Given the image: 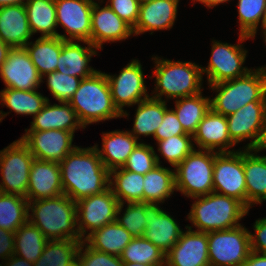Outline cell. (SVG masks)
<instances>
[{
    "label": "cell",
    "instance_id": "cell-1",
    "mask_svg": "<svg viewBox=\"0 0 266 266\" xmlns=\"http://www.w3.org/2000/svg\"><path fill=\"white\" fill-rule=\"evenodd\" d=\"M59 164L64 194L75 202L109 188L110 171L95 146H77Z\"/></svg>",
    "mask_w": 266,
    "mask_h": 266
},
{
    "label": "cell",
    "instance_id": "cell-2",
    "mask_svg": "<svg viewBox=\"0 0 266 266\" xmlns=\"http://www.w3.org/2000/svg\"><path fill=\"white\" fill-rule=\"evenodd\" d=\"M28 221L48 240H82L77 226L76 202L65 194L28 202ZM31 217V218H30Z\"/></svg>",
    "mask_w": 266,
    "mask_h": 266
},
{
    "label": "cell",
    "instance_id": "cell-3",
    "mask_svg": "<svg viewBox=\"0 0 266 266\" xmlns=\"http://www.w3.org/2000/svg\"><path fill=\"white\" fill-rule=\"evenodd\" d=\"M68 103L75 110L83 129L88 124L122 117L114 105L106 73L100 71L82 79Z\"/></svg>",
    "mask_w": 266,
    "mask_h": 266
},
{
    "label": "cell",
    "instance_id": "cell-4",
    "mask_svg": "<svg viewBox=\"0 0 266 266\" xmlns=\"http://www.w3.org/2000/svg\"><path fill=\"white\" fill-rule=\"evenodd\" d=\"M198 199L192 204L188 219L198 232L227 230L241 225L239 221L249 209L239 200L215 192Z\"/></svg>",
    "mask_w": 266,
    "mask_h": 266
},
{
    "label": "cell",
    "instance_id": "cell-5",
    "mask_svg": "<svg viewBox=\"0 0 266 266\" xmlns=\"http://www.w3.org/2000/svg\"><path fill=\"white\" fill-rule=\"evenodd\" d=\"M209 86L218 92L210 99L211 109L225 117L252 101H266V77L260 67L242 77Z\"/></svg>",
    "mask_w": 266,
    "mask_h": 266
},
{
    "label": "cell",
    "instance_id": "cell-6",
    "mask_svg": "<svg viewBox=\"0 0 266 266\" xmlns=\"http://www.w3.org/2000/svg\"><path fill=\"white\" fill-rule=\"evenodd\" d=\"M159 58H152L156 63L153 72L156 76V94L151 98L162 100V96L166 95L167 99H180L201 92L203 77L201 66L190 61L174 62Z\"/></svg>",
    "mask_w": 266,
    "mask_h": 266
},
{
    "label": "cell",
    "instance_id": "cell-7",
    "mask_svg": "<svg viewBox=\"0 0 266 266\" xmlns=\"http://www.w3.org/2000/svg\"><path fill=\"white\" fill-rule=\"evenodd\" d=\"M193 150L175 170V190L187 197L213 192L214 151Z\"/></svg>",
    "mask_w": 266,
    "mask_h": 266
},
{
    "label": "cell",
    "instance_id": "cell-8",
    "mask_svg": "<svg viewBox=\"0 0 266 266\" xmlns=\"http://www.w3.org/2000/svg\"><path fill=\"white\" fill-rule=\"evenodd\" d=\"M33 160V155L21 139L15 140L1 150L2 183H0V192L27 198L29 174Z\"/></svg>",
    "mask_w": 266,
    "mask_h": 266
},
{
    "label": "cell",
    "instance_id": "cell-9",
    "mask_svg": "<svg viewBox=\"0 0 266 266\" xmlns=\"http://www.w3.org/2000/svg\"><path fill=\"white\" fill-rule=\"evenodd\" d=\"M250 231L237 227L207 233L210 266H242L251 252Z\"/></svg>",
    "mask_w": 266,
    "mask_h": 266
},
{
    "label": "cell",
    "instance_id": "cell-10",
    "mask_svg": "<svg viewBox=\"0 0 266 266\" xmlns=\"http://www.w3.org/2000/svg\"><path fill=\"white\" fill-rule=\"evenodd\" d=\"M213 192L233 197L247 207L244 150L214 152Z\"/></svg>",
    "mask_w": 266,
    "mask_h": 266
},
{
    "label": "cell",
    "instance_id": "cell-11",
    "mask_svg": "<svg viewBox=\"0 0 266 266\" xmlns=\"http://www.w3.org/2000/svg\"><path fill=\"white\" fill-rule=\"evenodd\" d=\"M118 206L119 201L110 187L102 193L77 201V229L81 239L83 240V237L85 239L84 235H86L88 229L90 232L87 236L104 225L115 222Z\"/></svg>",
    "mask_w": 266,
    "mask_h": 266
},
{
    "label": "cell",
    "instance_id": "cell-12",
    "mask_svg": "<svg viewBox=\"0 0 266 266\" xmlns=\"http://www.w3.org/2000/svg\"><path fill=\"white\" fill-rule=\"evenodd\" d=\"M212 43L208 66L201 67L202 73L207 74L209 85L242 77L252 70L242 67L247 53L242 45L221 43L216 40Z\"/></svg>",
    "mask_w": 266,
    "mask_h": 266
},
{
    "label": "cell",
    "instance_id": "cell-13",
    "mask_svg": "<svg viewBox=\"0 0 266 266\" xmlns=\"http://www.w3.org/2000/svg\"><path fill=\"white\" fill-rule=\"evenodd\" d=\"M114 105L122 113V117L128 116L123 110L126 105L132 106L140 101L150 98L144 83L142 65L138 60H132L119 73L118 76L107 74ZM143 96V97H142Z\"/></svg>",
    "mask_w": 266,
    "mask_h": 266
},
{
    "label": "cell",
    "instance_id": "cell-14",
    "mask_svg": "<svg viewBox=\"0 0 266 266\" xmlns=\"http://www.w3.org/2000/svg\"><path fill=\"white\" fill-rule=\"evenodd\" d=\"M20 137L35 159L60 163L77 146L74 134L65 130L25 131Z\"/></svg>",
    "mask_w": 266,
    "mask_h": 266
},
{
    "label": "cell",
    "instance_id": "cell-15",
    "mask_svg": "<svg viewBox=\"0 0 266 266\" xmlns=\"http://www.w3.org/2000/svg\"><path fill=\"white\" fill-rule=\"evenodd\" d=\"M0 78L5 88L24 91L37 90L43 81L24 47L9 50L5 62L0 66Z\"/></svg>",
    "mask_w": 266,
    "mask_h": 266
},
{
    "label": "cell",
    "instance_id": "cell-16",
    "mask_svg": "<svg viewBox=\"0 0 266 266\" xmlns=\"http://www.w3.org/2000/svg\"><path fill=\"white\" fill-rule=\"evenodd\" d=\"M94 0H55L57 25L69 35L67 41L91 43V11Z\"/></svg>",
    "mask_w": 266,
    "mask_h": 266
},
{
    "label": "cell",
    "instance_id": "cell-17",
    "mask_svg": "<svg viewBox=\"0 0 266 266\" xmlns=\"http://www.w3.org/2000/svg\"><path fill=\"white\" fill-rule=\"evenodd\" d=\"M266 116V101H252L235 113L227 116L231 141L237 144L253 139L245 149L253 150L259 141Z\"/></svg>",
    "mask_w": 266,
    "mask_h": 266
},
{
    "label": "cell",
    "instance_id": "cell-18",
    "mask_svg": "<svg viewBox=\"0 0 266 266\" xmlns=\"http://www.w3.org/2000/svg\"><path fill=\"white\" fill-rule=\"evenodd\" d=\"M177 243L166 253V266H210L207 233L186 226Z\"/></svg>",
    "mask_w": 266,
    "mask_h": 266
},
{
    "label": "cell",
    "instance_id": "cell-19",
    "mask_svg": "<svg viewBox=\"0 0 266 266\" xmlns=\"http://www.w3.org/2000/svg\"><path fill=\"white\" fill-rule=\"evenodd\" d=\"M134 34L132 27L122 20L107 4L100 8L94 1L91 11V44L102 49L104 42L127 39Z\"/></svg>",
    "mask_w": 266,
    "mask_h": 266
},
{
    "label": "cell",
    "instance_id": "cell-20",
    "mask_svg": "<svg viewBox=\"0 0 266 266\" xmlns=\"http://www.w3.org/2000/svg\"><path fill=\"white\" fill-rule=\"evenodd\" d=\"M158 205L149 203L145 208L147 225L143 236L166 254L180 239L183 231L175 219Z\"/></svg>",
    "mask_w": 266,
    "mask_h": 266
},
{
    "label": "cell",
    "instance_id": "cell-21",
    "mask_svg": "<svg viewBox=\"0 0 266 266\" xmlns=\"http://www.w3.org/2000/svg\"><path fill=\"white\" fill-rule=\"evenodd\" d=\"M64 194L61 183L60 164L35 159L32 162L27 200L54 198Z\"/></svg>",
    "mask_w": 266,
    "mask_h": 266
},
{
    "label": "cell",
    "instance_id": "cell-22",
    "mask_svg": "<svg viewBox=\"0 0 266 266\" xmlns=\"http://www.w3.org/2000/svg\"><path fill=\"white\" fill-rule=\"evenodd\" d=\"M193 140L199 149L219 153L231 152V150H228L229 147L235 145L229 135L227 118L212 109L206 113L198 124L197 130L193 134ZM215 148L218 151H215Z\"/></svg>",
    "mask_w": 266,
    "mask_h": 266
},
{
    "label": "cell",
    "instance_id": "cell-23",
    "mask_svg": "<svg viewBox=\"0 0 266 266\" xmlns=\"http://www.w3.org/2000/svg\"><path fill=\"white\" fill-rule=\"evenodd\" d=\"M179 0H151L140 4L139 15L132 28L135 35L147 31L170 29L177 16Z\"/></svg>",
    "mask_w": 266,
    "mask_h": 266
},
{
    "label": "cell",
    "instance_id": "cell-24",
    "mask_svg": "<svg viewBox=\"0 0 266 266\" xmlns=\"http://www.w3.org/2000/svg\"><path fill=\"white\" fill-rule=\"evenodd\" d=\"M84 43L88 47L62 39V51L58 58L56 71L82 79L96 74L98 71L89 67L88 63L91 57L97 54L96 50L99 48L94 47L88 41H84Z\"/></svg>",
    "mask_w": 266,
    "mask_h": 266
},
{
    "label": "cell",
    "instance_id": "cell-25",
    "mask_svg": "<svg viewBox=\"0 0 266 266\" xmlns=\"http://www.w3.org/2000/svg\"><path fill=\"white\" fill-rule=\"evenodd\" d=\"M60 105H50L49 100L43 109L33 117L31 128L25 131L65 130L74 134L76 129L83 127L75 110L68 102H59Z\"/></svg>",
    "mask_w": 266,
    "mask_h": 266
},
{
    "label": "cell",
    "instance_id": "cell-26",
    "mask_svg": "<svg viewBox=\"0 0 266 266\" xmlns=\"http://www.w3.org/2000/svg\"><path fill=\"white\" fill-rule=\"evenodd\" d=\"M25 5L0 8V38L11 48L25 47L32 36Z\"/></svg>",
    "mask_w": 266,
    "mask_h": 266
},
{
    "label": "cell",
    "instance_id": "cell-27",
    "mask_svg": "<svg viewBox=\"0 0 266 266\" xmlns=\"http://www.w3.org/2000/svg\"><path fill=\"white\" fill-rule=\"evenodd\" d=\"M102 140V150H99L98 145L95 147L101 161L109 171L122 168L131 152L139 144L129 131L116 130L103 133Z\"/></svg>",
    "mask_w": 266,
    "mask_h": 266
},
{
    "label": "cell",
    "instance_id": "cell-28",
    "mask_svg": "<svg viewBox=\"0 0 266 266\" xmlns=\"http://www.w3.org/2000/svg\"><path fill=\"white\" fill-rule=\"evenodd\" d=\"M244 150V173L246 180L247 208L266 200V156Z\"/></svg>",
    "mask_w": 266,
    "mask_h": 266
},
{
    "label": "cell",
    "instance_id": "cell-29",
    "mask_svg": "<svg viewBox=\"0 0 266 266\" xmlns=\"http://www.w3.org/2000/svg\"><path fill=\"white\" fill-rule=\"evenodd\" d=\"M133 238L124 227L115 221L93 231L83 241L94 250L120 256Z\"/></svg>",
    "mask_w": 266,
    "mask_h": 266
},
{
    "label": "cell",
    "instance_id": "cell-30",
    "mask_svg": "<svg viewBox=\"0 0 266 266\" xmlns=\"http://www.w3.org/2000/svg\"><path fill=\"white\" fill-rule=\"evenodd\" d=\"M25 9L32 34L39 32L40 37H60L67 41V36L55 30L58 26L55 0H28Z\"/></svg>",
    "mask_w": 266,
    "mask_h": 266
},
{
    "label": "cell",
    "instance_id": "cell-31",
    "mask_svg": "<svg viewBox=\"0 0 266 266\" xmlns=\"http://www.w3.org/2000/svg\"><path fill=\"white\" fill-rule=\"evenodd\" d=\"M24 48L42 79L44 75L56 71L62 51V38L39 37L34 43L28 42Z\"/></svg>",
    "mask_w": 266,
    "mask_h": 266
},
{
    "label": "cell",
    "instance_id": "cell-32",
    "mask_svg": "<svg viewBox=\"0 0 266 266\" xmlns=\"http://www.w3.org/2000/svg\"><path fill=\"white\" fill-rule=\"evenodd\" d=\"M167 110L165 100L148 98L140 101L135 113L134 126L132 132L129 131L136 139L139 135L154 137L156 129L163 121L165 111Z\"/></svg>",
    "mask_w": 266,
    "mask_h": 266
},
{
    "label": "cell",
    "instance_id": "cell-33",
    "mask_svg": "<svg viewBox=\"0 0 266 266\" xmlns=\"http://www.w3.org/2000/svg\"><path fill=\"white\" fill-rule=\"evenodd\" d=\"M175 190V172L157 165L144 175L143 201L159 204L170 198Z\"/></svg>",
    "mask_w": 266,
    "mask_h": 266
},
{
    "label": "cell",
    "instance_id": "cell-34",
    "mask_svg": "<svg viewBox=\"0 0 266 266\" xmlns=\"http://www.w3.org/2000/svg\"><path fill=\"white\" fill-rule=\"evenodd\" d=\"M174 112L187 134L193 135L206 113L211 109L210 98L202 93L183 97L175 101Z\"/></svg>",
    "mask_w": 266,
    "mask_h": 266
},
{
    "label": "cell",
    "instance_id": "cell-35",
    "mask_svg": "<svg viewBox=\"0 0 266 266\" xmlns=\"http://www.w3.org/2000/svg\"><path fill=\"white\" fill-rule=\"evenodd\" d=\"M143 181V174L117 168L110 171L109 187L119 203L143 201Z\"/></svg>",
    "mask_w": 266,
    "mask_h": 266
},
{
    "label": "cell",
    "instance_id": "cell-36",
    "mask_svg": "<svg viewBox=\"0 0 266 266\" xmlns=\"http://www.w3.org/2000/svg\"><path fill=\"white\" fill-rule=\"evenodd\" d=\"M83 240H48L33 266H74Z\"/></svg>",
    "mask_w": 266,
    "mask_h": 266
},
{
    "label": "cell",
    "instance_id": "cell-37",
    "mask_svg": "<svg viewBox=\"0 0 266 266\" xmlns=\"http://www.w3.org/2000/svg\"><path fill=\"white\" fill-rule=\"evenodd\" d=\"M14 254L29 262L35 263L41 256L48 239L40 229L29 221L15 232Z\"/></svg>",
    "mask_w": 266,
    "mask_h": 266
},
{
    "label": "cell",
    "instance_id": "cell-38",
    "mask_svg": "<svg viewBox=\"0 0 266 266\" xmlns=\"http://www.w3.org/2000/svg\"><path fill=\"white\" fill-rule=\"evenodd\" d=\"M1 105H6L18 115H37L49 100L36 90L24 91L5 88L0 91ZM3 103V104H2Z\"/></svg>",
    "mask_w": 266,
    "mask_h": 266
},
{
    "label": "cell",
    "instance_id": "cell-39",
    "mask_svg": "<svg viewBox=\"0 0 266 266\" xmlns=\"http://www.w3.org/2000/svg\"><path fill=\"white\" fill-rule=\"evenodd\" d=\"M28 200L24 197L0 192V228L15 232L28 222Z\"/></svg>",
    "mask_w": 266,
    "mask_h": 266
},
{
    "label": "cell",
    "instance_id": "cell-40",
    "mask_svg": "<svg viewBox=\"0 0 266 266\" xmlns=\"http://www.w3.org/2000/svg\"><path fill=\"white\" fill-rule=\"evenodd\" d=\"M123 263L165 265L166 254L144 236L133 238L119 256Z\"/></svg>",
    "mask_w": 266,
    "mask_h": 266
},
{
    "label": "cell",
    "instance_id": "cell-41",
    "mask_svg": "<svg viewBox=\"0 0 266 266\" xmlns=\"http://www.w3.org/2000/svg\"><path fill=\"white\" fill-rule=\"evenodd\" d=\"M238 12L240 23V38L244 40L254 38L258 25L264 18L266 0H238Z\"/></svg>",
    "mask_w": 266,
    "mask_h": 266
},
{
    "label": "cell",
    "instance_id": "cell-42",
    "mask_svg": "<svg viewBox=\"0 0 266 266\" xmlns=\"http://www.w3.org/2000/svg\"><path fill=\"white\" fill-rule=\"evenodd\" d=\"M193 135H176L157 141L158 151L174 168L177 167L193 150Z\"/></svg>",
    "mask_w": 266,
    "mask_h": 266
},
{
    "label": "cell",
    "instance_id": "cell-43",
    "mask_svg": "<svg viewBox=\"0 0 266 266\" xmlns=\"http://www.w3.org/2000/svg\"><path fill=\"white\" fill-rule=\"evenodd\" d=\"M149 203L144 201L129 202L123 216L119 217L124 203H119L116 221L134 238L144 235L147 221L144 217L145 208Z\"/></svg>",
    "mask_w": 266,
    "mask_h": 266
},
{
    "label": "cell",
    "instance_id": "cell-44",
    "mask_svg": "<svg viewBox=\"0 0 266 266\" xmlns=\"http://www.w3.org/2000/svg\"><path fill=\"white\" fill-rule=\"evenodd\" d=\"M159 156L152 146L139 143L127 158L124 166L125 170L145 175L147 172L160 165Z\"/></svg>",
    "mask_w": 266,
    "mask_h": 266
},
{
    "label": "cell",
    "instance_id": "cell-45",
    "mask_svg": "<svg viewBox=\"0 0 266 266\" xmlns=\"http://www.w3.org/2000/svg\"><path fill=\"white\" fill-rule=\"evenodd\" d=\"M47 87L52 96L59 102H69L78 89L82 78L54 71L45 75Z\"/></svg>",
    "mask_w": 266,
    "mask_h": 266
},
{
    "label": "cell",
    "instance_id": "cell-46",
    "mask_svg": "<svg viewBox=\"0 0 266 266\" xmlns=\"http://www.w3.org/2000/svg\"><path fill=\"white\" fill-rule=\"evenodd\" d=\"M84 246L85 250L83 249ZM76 264L77 266H124L119 256L94 250L88 245L86 246L84 241L80 245Z\"/></svg>",
    "mask_w": 266,
    "mask_h": 266
},
{
    "label": "cell",
    "instance_id": "cell-47",
    "mask_svg": "<svg viewBox=\"0 0 266 266\" xmlns=\"http://www.w3.org/2000/svg\"><path fill=\"white\" fill-rule=\"evenodd\" d=\"M176 135H190L187 134L181 123L179 122L174 110L167 109L164 114V118L160 126L156 129L154 138L157 141H161Z\"/></svg>",
    "mask_w": 266,
    "mask_h": 266
},
{
    "label": "cell",
    "instance_id": "cell-48",
    "mask_svg": "<svg viewBox=\"0 0 266 266\" xmlns=\"http://www.w3.org/2000/svg\"><path fill=\"white\" fill-rule=\"evenodd\" d=\"M108 6L132 28L135 26L140 9L138 0H108Z\"/></svg>",
    "mask_w": 266,
    "mask_h": 266
},
{
    "label": "cell",
    "instance_id": "cell-49",
    "mask_svg": "<svg viewBox=\"0 0 266 266\" xmlns=\"http://www.w3.org/2000/svg\"><path fill=\"white\" fill-rule=\"evenodd\" d=\"M254 230L255 234L249 233L251 251L266 254V218L256 220Z\"/></svg>",
    "mask_w": 266,
    "mask_h": 266
},
{
    "label": "cell",
    "instance_id": "cell-50",
    "mask_svg": "<svg viewBox=\"0 0 266 266\" xmlns=\"http://www.w3.org/2000/svg\"><path fill=\"white\" fill-rule=\"evenodd\" d=\"M14 232L0 228V258L7 260L14 254Z\"/></svg>",
    "mask_w": 266,
    "mask_h": 266
},
{
    "label": "cell",
    "instance_id": "cell-51",
    "mask_svg": "<svg viewBox=\"0 0 266 266\" xmlns=\"http://www.w3.org/2000/svg\"><path fill=\"white\" fill-rule=\"evenodd\" d=\"M242 266H266V254L251 251Z\"/></svg>",
    "mask_w": 266,
    "mask_h": 266
},
{
    "label": "cell",
    "instance_id": "cell-52",
    "mask_svg": "<svg viewBox=\"0 0 266 266\" xmlns=\"http://www.w3.org/2000/svg\"><path fill=\"white\" fill-rule=\"evenodd\" d=\"M7 261L9 262H7L4 266H33L32 262H29L21 257H17L15 254L9 257Z\"/></svg>",
    "mask_w": 266,
    "mask_h": 266
},
{
    "label": "cell",
    "instance_id": "cell-53",
    "mask_svg": "<svg viewBox=\"0 0 266 266\" xmlns=\"http://www.w3.org/2000/svg\"><path fill=\"white\" fill-rule=\"evenodd\" d=\"M263 149H266V116L264 119V124L262 127V132H261L259 141L256 144V146L254 147L253 151L256 153V152H259Z\"/></svg>",
    "mask_w": 266,
    "mask_h": 266
},
{
    "label": "cell",
    "instance_id": "cell-54",
    "mask_svg": "<svg viewBox=\"0 0 266 266\" xmlns=\"http://www.w3.org/2000/svg\"><path fill=\"white\" fill-rule=\"evenodd\" d=\"M10 49L11 47L3 42L0 38V66L5 62Z\"/></svg>",
    "mask_w": 266,
    "mask_h": 266
},
{
    "label": "cell",
    "instance_id": "cell-55",
    "mask_svg": "<svg viewBox=\"0 0 266 266\" xmlns=\"http://www.w3.org/2000/svg\"><path fill=\"white\" fill-rule=\"evenodd\" d=\"M28 0H0V8L9 5H25Z\"/></svg>",
    "mask_w": 266,
    "mask_h": 266
},
{
    "label": "cell",
    "instance_id": "cell-56",
    "mask_svg": "<svg viewBox=\"0 0 266 266\" xmlns=\"http://www.w3.org/2000/svg\"><path fill=\"white\" fill-rule=\"evenodd\" d=\"M194 2L195 1H198V2H201L203 3L204 5H206L207 7L211 8V7H214L220 3H224V2H227L229 0H193Z\"/></svg>",
    "mask_w": 266,
    "mask_h": 266
},
{
    "label": "cell",
    "instance_id": "cell-57",
    "mask_svg": "<svg viewBox=\"0 0 266 266\" xmlns=\"http://www.w3.org/2000/svg\"><path fill=\"white\" fill-rule=\"evenodd\" d=\"M124 266H166V265H149V264H141V263H124Z\"/></svg>",
    "mask_w": 266,
    "mask_h": 266
},
{
    "label": "cell",
    "instance_id": "cell-58",
    "mask_svg": "<svg viewBox=\"0 0 266 266\" xmlns=\"http://www.w3.org/2000/svg\"><path fill=\"white\" fill-rule=\"evenodd\" d=\"M261 27H265L266 28V8H265V14H264L263 21H261Z\"/></svg>",
    "mask_w": 266,
    "mask_h": 266
},
{
    "label": "cell",
    "instance_id": "cell-59",
    "mask_svg": "<svg viewBox=\"0 0 266 266\" xmlns=\"http://www.w3.org/2000/svg\"><path fill=\"white\" fill-rule=\"evenodd\" d=\"M261 70H262L264 76L266 77V66L265 67H261Z\"/></svg>",
    "mask_w": 266,
    "mask_h": 266
},
{
    "label": "cell",
    "instance_id": "cell-60",
    "mask_svg": "<svg viewBox=\"0 0 266 266\" xmlns=\"http://www.w3.org/2000/svg\"><path fill=\"white\" fill-rule=\"evenodd\" d=\"M262 28H263V34H264V36H265V37H264V38H265V41H264V42L266 43V28H265V27H262Z\"/></svg>",
    "mask_w": 266,
    "mask_h": 266
},
{
    "label": "cell",
    "instance_id": "cell-61",
    "mask_svg": "<svg viewBox=\"0 0 266 266\" xmlns=\"http://www.w3.org/2000/svg\"><path fill=\"white\" fill-rule=\"evenodd\" d=\"M147 1H151V0H138V2L141 4V3H144V2H147Z\"/></svg>",
    "mask_w": 266,
    "mask_h": 266
}]
</instances>
